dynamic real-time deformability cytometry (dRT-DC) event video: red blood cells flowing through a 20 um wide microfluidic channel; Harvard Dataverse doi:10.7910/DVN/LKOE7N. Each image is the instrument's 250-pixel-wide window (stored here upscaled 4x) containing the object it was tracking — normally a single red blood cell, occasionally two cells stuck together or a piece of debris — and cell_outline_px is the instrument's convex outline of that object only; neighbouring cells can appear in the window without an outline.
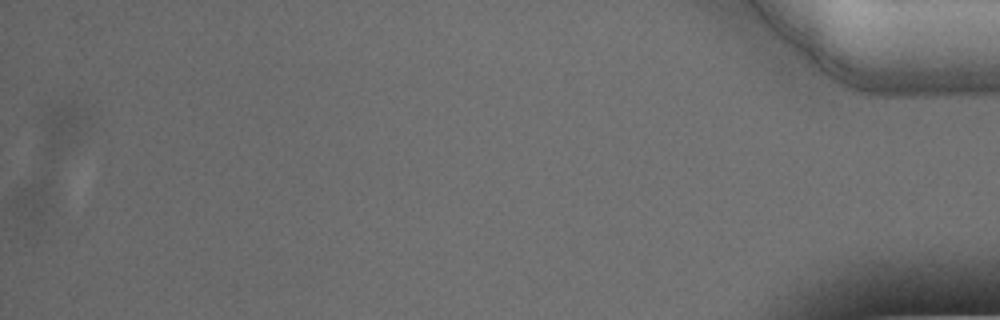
{"species": "Egyptian fruit bat (a non-hibernating species)", "species_latin": "Rousettus aegyptiacus", "temperature_condition": "warm", "stored_images_in_passage": 42, "segment_of_instrument_passage": [2, 2], "camera_frame_rate_fps": 3000, "um_per_image_px": 0.085, "animal": {"sex": "male"}, "frame": {"image": 1, "passage_image": 42, "time_ms": 13.667, "image_size_px": [1000, 320], "cell_outline_px": [[52, 204], [44, 224], [36, 236], [32, 236], [16, 212], [12, 204], [12, 196], [20, 188], [28, 184], [40, 180], [52, 180]], "centroid_in_image_um": [2.87, 17.38], "position_along_channel_um": 432.3, "area_um2": 11.16}}